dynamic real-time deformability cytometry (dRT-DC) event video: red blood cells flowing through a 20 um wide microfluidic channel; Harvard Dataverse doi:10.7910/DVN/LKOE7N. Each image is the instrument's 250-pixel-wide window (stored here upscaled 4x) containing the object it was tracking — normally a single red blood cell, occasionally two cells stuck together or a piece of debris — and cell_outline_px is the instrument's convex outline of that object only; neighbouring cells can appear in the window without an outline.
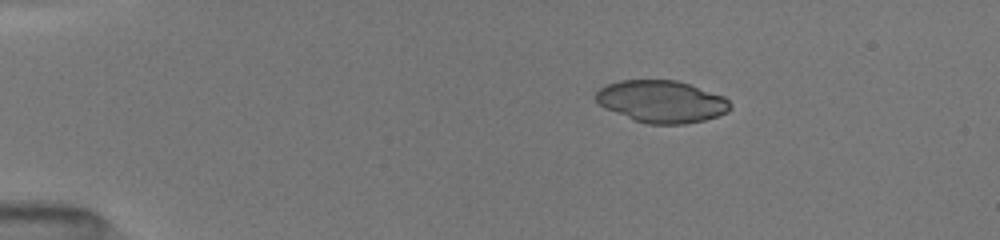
{"species": "common noctule bat (a hibernating species)", "species_latin": "Nyctalus noctula", "temperature_condition": "room temperature", "stored_images_in_passage": 72, "camera_frame_rate_fps": 3000, "um_per_image_px": 0.085, "animal": {"sex": "female", "body_mass_g": 19.5, "forearm_length_mm": 54.1}, "frame": {"image": 1, "passage_image": 1, "time_ms": 0.0, "image_size_px": [1000, 240], "cell_outline_px": [[732, 108], [728, 112], [704, 120], [684, 124], [648, 124], [636, 120], [604, 108], [592, 96], [600, 88], [608, 84], [620, 80], [676, 80], [724, 96], [732, 104]], "centroid_in_image_um": [56.24, 8.62], "position_along_channel_um": 28.8, "area_um2": 32.89}}